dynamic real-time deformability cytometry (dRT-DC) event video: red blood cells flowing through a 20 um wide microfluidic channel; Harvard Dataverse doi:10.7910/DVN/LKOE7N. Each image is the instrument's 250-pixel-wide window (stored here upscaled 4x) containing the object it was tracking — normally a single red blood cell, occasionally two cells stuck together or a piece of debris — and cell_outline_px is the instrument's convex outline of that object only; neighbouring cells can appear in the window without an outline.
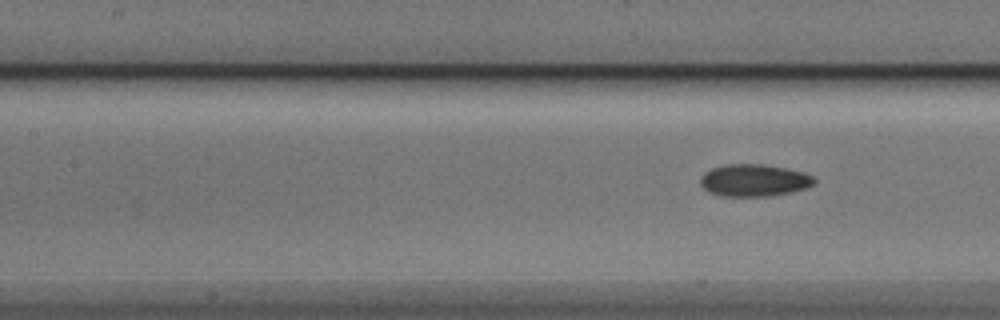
{"species": "Egyptian fruit bat (a non-hibernating species)", "species_latin": "Rousettus aegyptiacus", "temperature_condition": "cold", "stored_images_in_passage": 5, "camera_frame_rate_fps": 3000, "um_per_image_px": 0.085, "animal": {"sex": "male"}, "frame": {"image": 1, "passage_image": 5, "time_ms": 5.0, "image_size_px": [1000, 320], "cell_outline_px": [[816, 180], [812, 184], [804, 188], [792, 192], [768, 196], [720, 196], [708, 192], [700, 184], [700, 176], [704, 172], [712, 168], [724, 164], [760, 164], [788, 168], [804, 172], [812, 176]], "centroid_in_image_um": [64.05, 15.32], "position_along_channel_um": 143.3, "area_um2": 21.44}}